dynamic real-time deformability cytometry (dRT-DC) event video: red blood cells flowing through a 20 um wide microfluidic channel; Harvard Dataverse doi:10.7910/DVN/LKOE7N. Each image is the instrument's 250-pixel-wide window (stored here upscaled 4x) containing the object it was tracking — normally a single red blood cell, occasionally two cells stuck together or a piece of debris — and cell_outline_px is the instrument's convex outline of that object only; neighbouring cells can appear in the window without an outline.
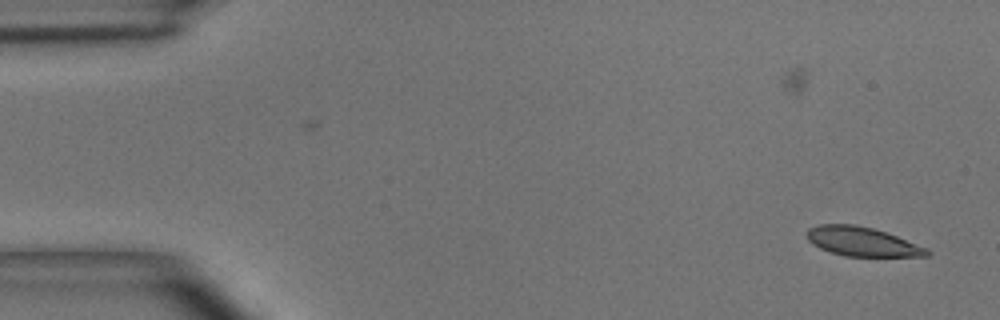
{"species": "common noctule bat (a hibernating species)", "species_latin": "Nyctalus noctula", "temperature_condition": "room temperature", "stored_images_in_passage": 2, "camera_frame_rate_fps": 3000, "um_per_image_px": 0.085, "animal": {"sex": "male", "body_mass_g": 15.6}, "frame": {"image": 1, "passage_image": 2, "time_ms": 1.0, "image_size_px": [1000, 320], "cell_outline_px": [[932, 252], [928, 256], [844, 256], [820, 248], [812, 244], [808, 240], [808, 228], [820, 224], [856, 224], [872, 228], [896, 236], [928, 248]], "centroid_in_image_um": [73.29, 20.53], "position_along_channel_um": 11.7, "area_um2": 20.23}}